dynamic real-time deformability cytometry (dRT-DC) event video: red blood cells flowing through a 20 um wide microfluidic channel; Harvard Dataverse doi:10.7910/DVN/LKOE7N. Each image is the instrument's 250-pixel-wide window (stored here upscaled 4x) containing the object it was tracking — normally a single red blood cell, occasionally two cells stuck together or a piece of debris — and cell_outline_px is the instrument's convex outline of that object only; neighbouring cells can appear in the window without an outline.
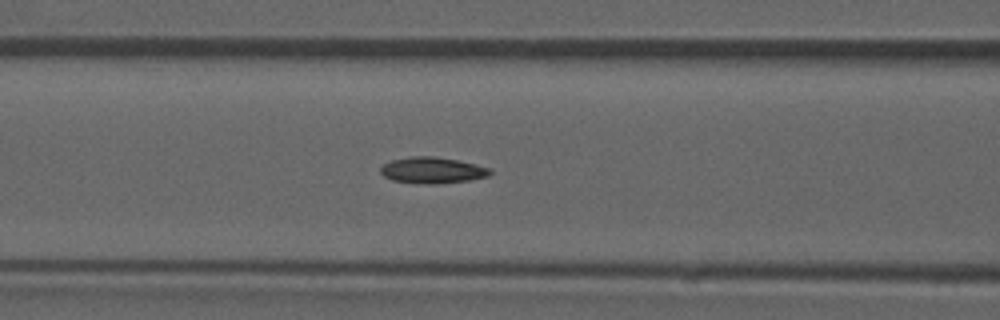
{"species": "common noctule bat (a hibernating species)", "species_latin": "Nyctalus noctula", "temperature_condition": "room temperature", "stored_images_in_passage": 51, "camera_frame_rate_fps": 3000, "um_per_image_px": 0.085, "animal": {"sex": "male", "forearm_length_mm": 52.5}, "frame": {"image": 1, "passage_image": 22, "time_ms": 7.0, "image_size_px": [1000, 320], "cell_outline_px": [[492, 172], [488, 176], [468, 180], [436, 184], [428, 184], [392, 180], [384, 176], [380, 172], [380, 168], [384, 164], [392, 160], [412, 156], [432, 156], [456, 160], [476, 164], [492, 168]], "centroid_in_image_um": [36.76, 14.47], "position_along_channel_um": 129.8, "area_um2": 16.59}}